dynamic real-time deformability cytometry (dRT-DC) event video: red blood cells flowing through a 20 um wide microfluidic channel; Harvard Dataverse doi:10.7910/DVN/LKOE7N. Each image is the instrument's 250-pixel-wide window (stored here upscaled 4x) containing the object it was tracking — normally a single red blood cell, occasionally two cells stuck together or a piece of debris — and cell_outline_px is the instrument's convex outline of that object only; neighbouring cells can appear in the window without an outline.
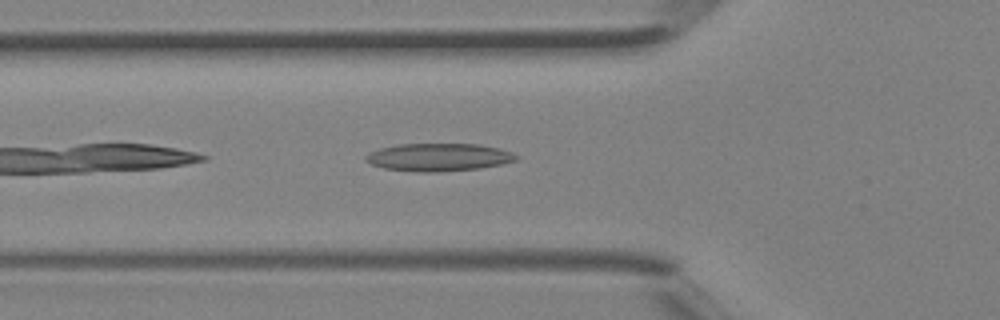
{"species": "Egyptian fruit bat (a non-hibernating species)", "species_latin": "Rousettus aegyptiacus", "temperature_condition": "room temperature", "stored_images_in_passage": 30, "camera_frame_rate_fps": 3000, "um_per_image_px": 0.085, "animal": {"sex": "female"}, "frame": {"image": 1, "passage_image": 3, "time_ms": 0.667, "image_size_px": [1000, 320], "cell_outline_px": [[520, 156], [516, 160], [500, 164], [480, 168], [432, 172], [424, 172], [384, 168], [372, 164], [364, 160], [364, 156], [380, 148], [400, 144], [480, 144], [500, 148], [512, 152]], "centroid_in_image_um": [37.31, 13.35], "position_along_channel_um": 88.5, "area_um2": 24.16}}
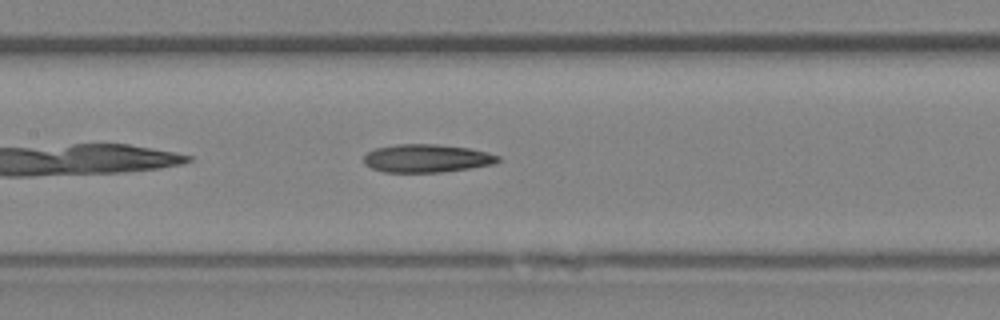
{"frame": {"image": 2, "passage_image": 8, "time_ms": 2.333, "image_size_px": [1000, 320], "cell_outline_px": [[500, 160], [492, 164], [468, 168], [440, 172], [384, 172], [372, 168], [364, 164], [364, 156], [368, 152], [376, 148], [396, 144], [436, 144], [468, 148], [488, 152], [500, 156]], "centroid_in_image_um": [36.25, 13.45], "position_along_channel_um": 171.1, "area_um2": 21.85}}
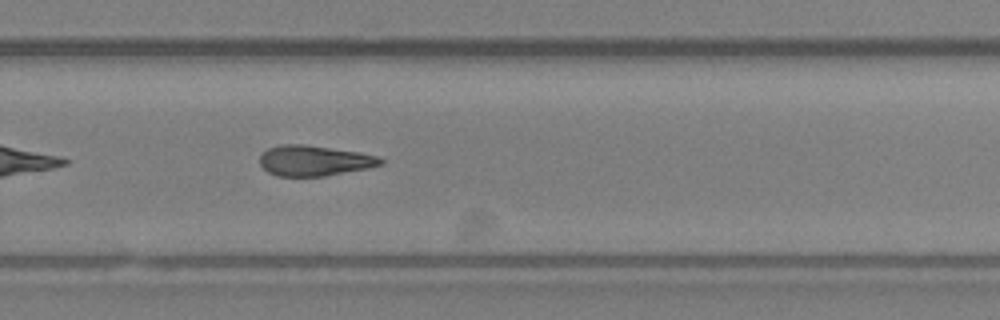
{"frame": {"image": 3, "passage_image": 16, "time_ms": 5.0, "image_size_px": [1000, 320], "cell_outline_px": [[384, 164], [368, 168], [324, 176], [276, 176], [268, 172], [260, 164], [260, 156], [268, 148], [280, 144], [304, 144], [360, 152], [376, 156], [384, 160]], "centroid_in_image_um": [26.71, 13.65], "position_along_channel_um": 303.1, "area_um2": 21.44}}